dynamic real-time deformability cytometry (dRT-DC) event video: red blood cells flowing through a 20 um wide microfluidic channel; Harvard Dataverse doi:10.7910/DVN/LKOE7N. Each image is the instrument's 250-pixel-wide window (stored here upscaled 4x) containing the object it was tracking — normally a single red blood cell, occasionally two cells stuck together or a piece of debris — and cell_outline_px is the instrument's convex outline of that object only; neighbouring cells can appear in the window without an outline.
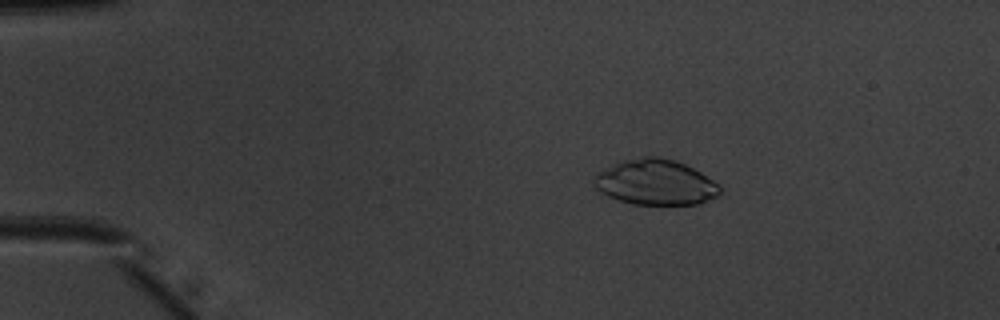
{"species": "common noctule bat (a hibernating species)", "species_latin": "Nyctalus noctula", "temperature_condition": "warm", "stored_images_in_passage": 51, "camera_frame_rate_fps": 3000, "um_per_image_px": 0.085, "animal": {"sex": "male", "body_mass_g": 20.1, "forearm_length_mm": 53.5}, "frame": {"image": 1, "passage_image": 10, "time_ms": 3.0, "image_size_px": [1000, 320], "cell_outline_px": [[720, 192], [716, 196], [696, 204], [632, 204], [608, 196], [600, 192], [596, 188], [592, 180], [600, 172], [624, 160], [644, 156], [656, 156], [672, 160], [684, 164], [700, 172], [712, 180], [720, 188]], "centroid_in_image_um": [55.7, 15.5], "position_along_channel_um": 29.3, "area_um2": 32.6}}